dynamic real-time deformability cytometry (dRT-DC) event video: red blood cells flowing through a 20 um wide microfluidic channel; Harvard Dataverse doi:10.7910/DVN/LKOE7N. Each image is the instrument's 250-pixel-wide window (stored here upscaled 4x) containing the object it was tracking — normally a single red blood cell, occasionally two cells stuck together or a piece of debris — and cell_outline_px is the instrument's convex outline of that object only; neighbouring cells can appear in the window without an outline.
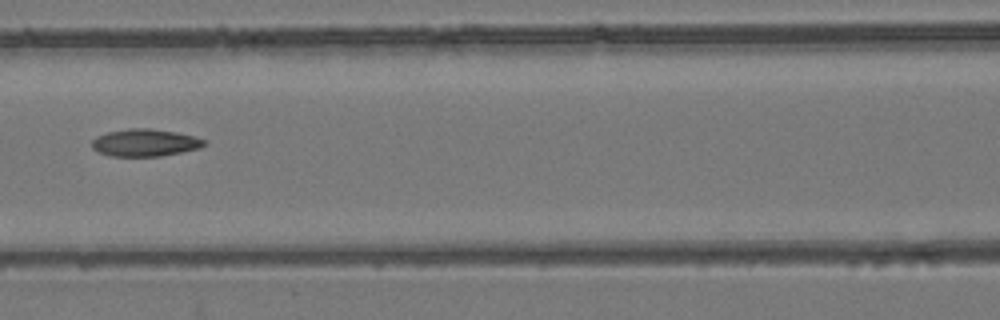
{"species": "common noctule bat (a hibernating species)", "species_latin": "Nyctalus noctula", "temperature_condition": "room temperature", "stored_images_in_passage": 7, "camera_frame_rate_fps": 3000, "um_per_image_px": 0.085, "animal": {"sex": "female", "body_mass_g": 24.6, "forearm_length_mm": 56.2}, "frame": {"image": 1, "passage_image": 7, "time_ms": 2.0, "image_size_px": [1000, 320], "cell_outline_px": [[208, 144], [200, 148], [160, 156], [112, 156], [100, 152], [92, 148], [92, 140], [96, 136], [108, 132], [128, 128], [148, 128], [176, 132], [208, 140]], "centroid_in_image_um": [12.35, 12.12], "position_along_channel_um": 154.3, "area_um2": 17.86}}